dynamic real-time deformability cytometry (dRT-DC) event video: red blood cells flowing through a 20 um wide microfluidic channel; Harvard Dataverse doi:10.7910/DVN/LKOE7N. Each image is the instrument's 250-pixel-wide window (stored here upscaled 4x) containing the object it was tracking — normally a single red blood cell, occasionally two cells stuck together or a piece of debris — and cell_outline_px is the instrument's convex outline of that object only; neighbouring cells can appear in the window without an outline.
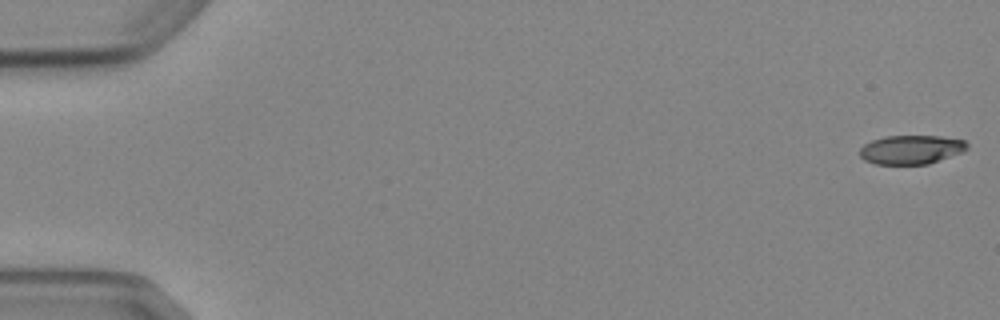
{"species": "Egyptian fruit bat (a non-hibernating species)", "species_latin": "Rousettus aegyptiacus", "temperature_condition": "cold", "stored_images_in_passage": 8, "camera_frame_rate_fps": 3000, "um_per_image_px": 0.085, "animal": {"sex": "female"}, "frame": {"image": 1, "passage_image": 1, "time_ms": 0.0, "image_size_px": [1000, 320], "cell_outline_px": [[968, 148], [964, 152], [928, 164], [876, 164], [864, 160], [860, 156], [860, 148], [864, 144], [872, 140], [884, 136], [940, 136], [964, 140], [968, 144]], "centroid_in_image_um": [77.46, 12.71], "position_along_channel_um": 7.5, "area_um2": 18.21}}
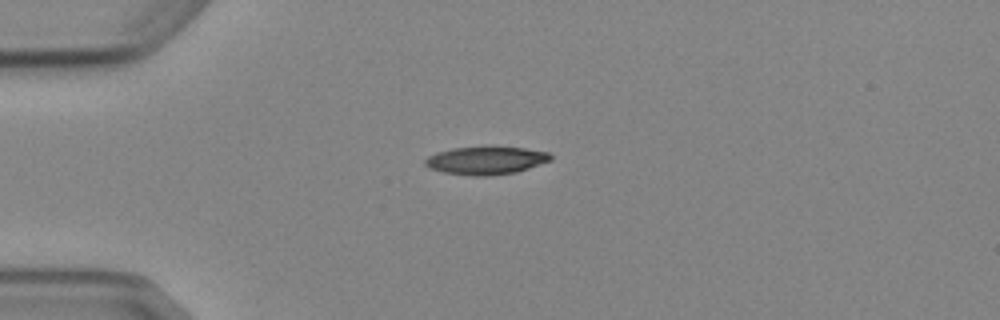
{"frame": {"image": 2, "passage_image": 4, "time_ms": 4.333, "image_size_px": [1000, 320], "cell_outline_px": [[552, 160], [516, 172], [492, 176], [472, 176], [444, 172], [428, 168], [424, 164], [424, 160], [428, 156], [436, 152], [452, 148], [524, 148], [548, 152], [552, 156]], "centroid_in_image_um": [41.28, 13.66], "position_along_channel_um": 43.7, "area_um2": 20.17}}
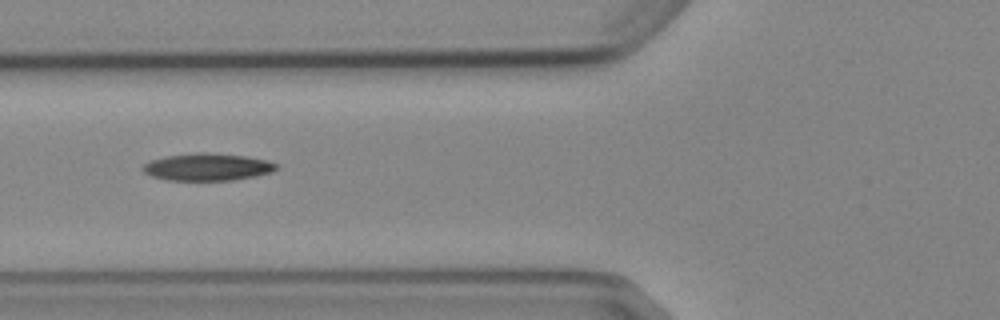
{"frame": {"image": 3, "passage_image": 6, "time_ms": 6.667, "image_size_px": [1000, 320], "cell_outline_px": [[276, 168], [272, 172], [256, 176], [232, 180], [168, 180], [152, 176], [144, 172], [140, 168], [148, 160], [164, 156], [196, 152], [204, 152], [244, 156], [264, 160], [276, 164]], "centroid_in_image_um": [17.55, 14.19], "position_along_channel_um": 108.2, "area_um2": 21.15}}